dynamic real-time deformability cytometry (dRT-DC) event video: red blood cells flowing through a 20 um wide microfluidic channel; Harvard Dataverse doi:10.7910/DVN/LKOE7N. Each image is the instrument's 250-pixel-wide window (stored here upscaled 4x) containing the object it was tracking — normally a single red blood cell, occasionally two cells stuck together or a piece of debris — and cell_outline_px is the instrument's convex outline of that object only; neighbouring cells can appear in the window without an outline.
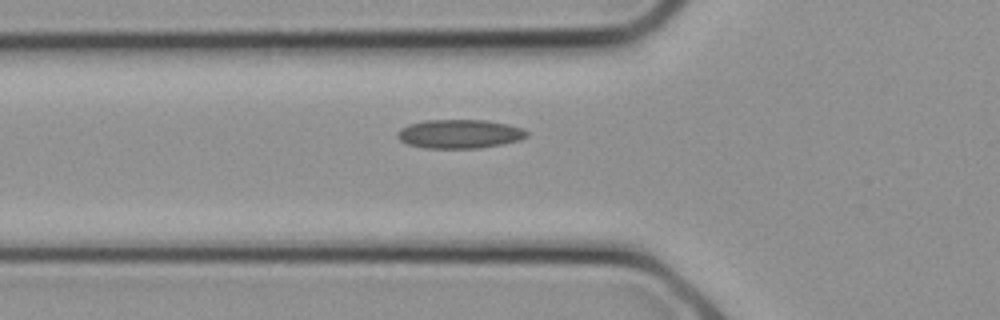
{"species": "common noctule bat (a hibernating species)", "species_latin": "Nyctalus noctula", "temperature_condition": "cold", "stored_images_in_passage": 6, "camera_frame_rate_fps": 3000, "um_per_image_px": 0.085, "animal": {"sex": "female", "body_mass_g": 21.9}, "frame": {"image": 1, "passage_image": 4, "time_ms": 1.0, "image_size_px": [1000, 320], "cell_outline_px": [[528, 136], [520, 140], [480, 148], [424, 148], [408, 144], [400, 140], [400, 128], [408, 124], [428, 120], [484, 120], [508, 124], [520, 128], [528, 132]], "centroid_in_image_um": [39.08, 11.38], "position_along_channel_um": 86.7, "area_um2": 21.5}}
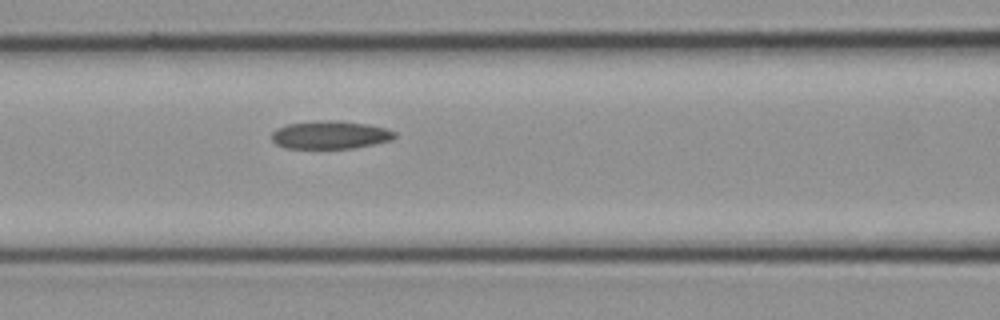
{"frame": {"image": 2, "passage_image": 6, "time_ms": 1.667, "image_size_px": [1000, 320], "cell_outline_px": [[396, 136], [392, 140], [352, 148], [284, 148], [276, 144], [272, 140], [272, 132], [276, 128], [288, 124], [320, 120], [336, 120], [368, 124], [388, 128], [396, 132]], "centroid_in_image_um": [28.08, 11.46], "position_along_channel_um": 138.5, "area_um2": 20.17}}